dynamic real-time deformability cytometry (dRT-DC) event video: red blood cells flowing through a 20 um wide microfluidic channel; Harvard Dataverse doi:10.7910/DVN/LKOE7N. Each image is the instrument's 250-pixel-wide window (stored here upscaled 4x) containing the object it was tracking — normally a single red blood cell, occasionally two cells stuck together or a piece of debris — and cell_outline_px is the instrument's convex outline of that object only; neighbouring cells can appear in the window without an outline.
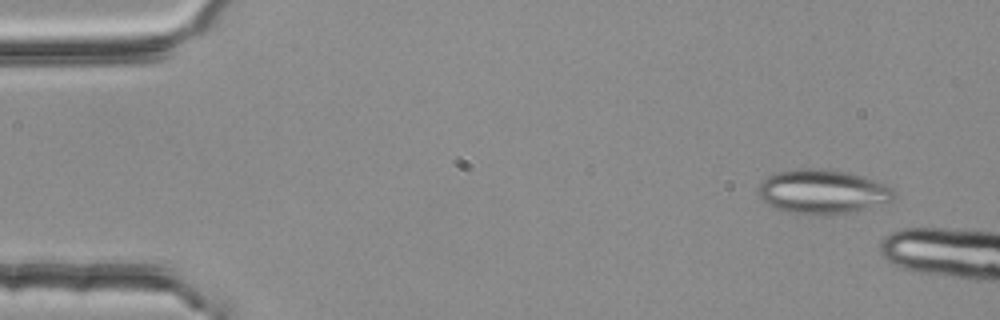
{"species": "common noctule bat (a hibernating species)", "species_latin": "Nyctalus noctula", "temperature_condition": "room temperature", "stored_images_in_passage": 3, "camera_frame_rate_fps": 3000, "um_per_image_px": 0.085, "animal": {"sex": "female", "body_mass_g": 25.1}, "frame": {"image": 1, "passage_image": 1, "time_ms": 0.0, "image_size_px": [1000, 320], "cell_outline_px": [[896, 196], [892, 200], [856, 212], [824, 216], [792, 212], [776, 208], [760, 200], [760, 184], [768, 176], [776, 172], [800, 168], [820, 168], [848, 172], [864, 176], [888, 184], [896, 192]], "centroid_in_image_um": [69.98, 16.29], "position_along_channel_um": 15.0, "area_um2": 35.32}}